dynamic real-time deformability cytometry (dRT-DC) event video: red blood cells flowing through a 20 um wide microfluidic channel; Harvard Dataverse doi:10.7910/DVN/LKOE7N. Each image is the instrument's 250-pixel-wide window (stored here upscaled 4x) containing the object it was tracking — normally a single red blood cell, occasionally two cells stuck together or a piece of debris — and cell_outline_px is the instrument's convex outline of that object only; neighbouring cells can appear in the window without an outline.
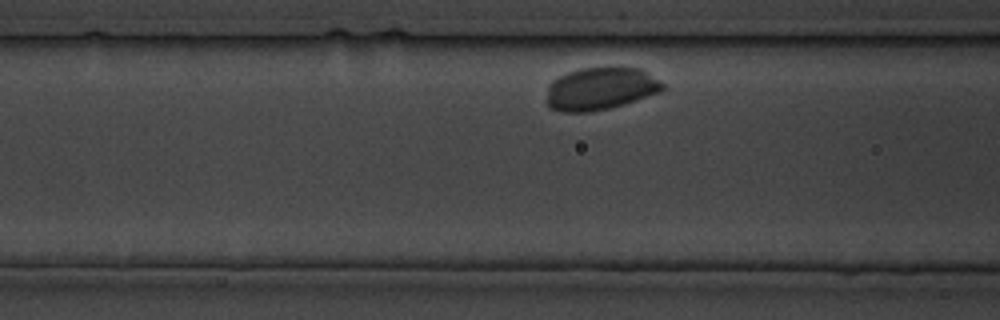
{"species": "common noctule bat (a hibernating species)", "species_latin": "Nyctalus noctula", "temperature_condition": "cold", "stored_images_in_passage": 20, "camera_frame_rate_fps": 3000, "um_per_image_px": 0.085, "animal": {"sex": "male", "body_mass_g": 19.5, "forearm_length_mm": 54.6}, "frame": {"image": 1, "passage_image": 4, "time_ms": 3.333, "image_size_px": [1000, 320], "cell_outline_px": [[664, 88], [660, 92], [624, 104], [608, 108], [588, 112], [560, 112], [548, 108], [548, 84], [552, 80], [568, 72], [580, 68], [640, 68], [660, 80], [664, 84]], "centroid_in_image_um": [51.02, 7.55], "position_along_channel_um": 115.6, "area_um2": 28.67}}
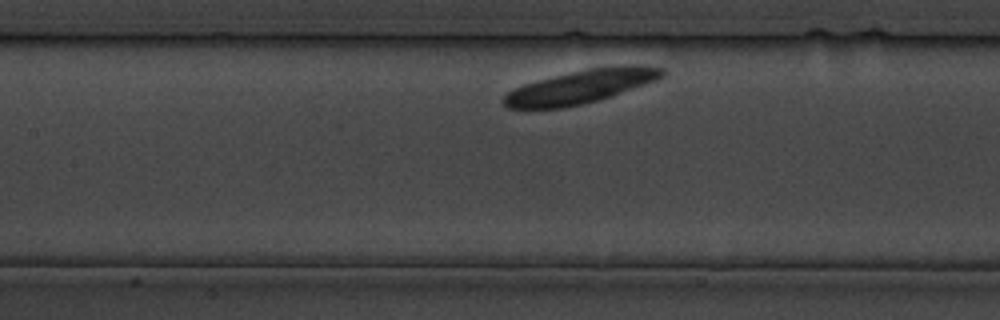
{"frame": {"image": 2, "passage_image": 7, "time_ms": 6.667, "image_size_px": [1000, 320], "cell_outline_px": [[664, 76], [656, 80], [612, 96], [584, 104], [564, 108], [508, 108], [504, 104], [504, 96], [508, 92], [524, 84], [568, 72], [588, 68], [624, 64], [644, 64], [664, 68]], "centroid_in_image_um": [49.45, 7.34], "position_along_channel_um": 158.0, "area_um2": 31.04}}